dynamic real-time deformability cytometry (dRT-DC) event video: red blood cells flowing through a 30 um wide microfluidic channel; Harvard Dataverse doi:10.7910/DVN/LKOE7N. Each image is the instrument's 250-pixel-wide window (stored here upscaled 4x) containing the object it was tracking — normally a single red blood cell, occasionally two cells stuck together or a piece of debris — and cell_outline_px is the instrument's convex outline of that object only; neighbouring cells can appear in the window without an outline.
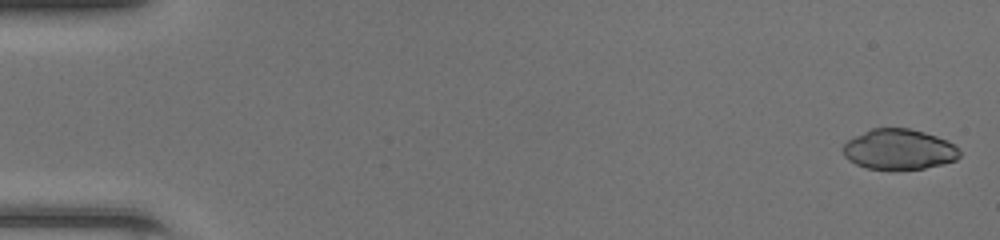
{"species": "common noctule bat (a hibernating species)", "species_latin": "Nyctalus noctula", "temperature_condition": "room temperature", "stored_images_in_passage": 48, "camera_frame_rate_fps": 3000, "um_per_image_px": 0.085, "animal": {"sex": "female", "body_mass_g": 20.0, "forearm_length_mm": 54.0}, "frame": {"image": 1, "passage_image": 1, "time_ms": 0.0, "image_size_px": [1000, 240], "cell_outline_px": [[960, 156], [956, 160], [944, 164], [924, 168], [892, 172], [868, 168], [856, 164], [848, 160], [844, 156], [844, 144], [848, 140], [872, 128], [908, 128], [924, 132], [948, 140], [960, 152]], "centroid_in_image_um": [76.42, 12.73], "position_along_channel_um": 8.6, "area_um2": 27.8}}
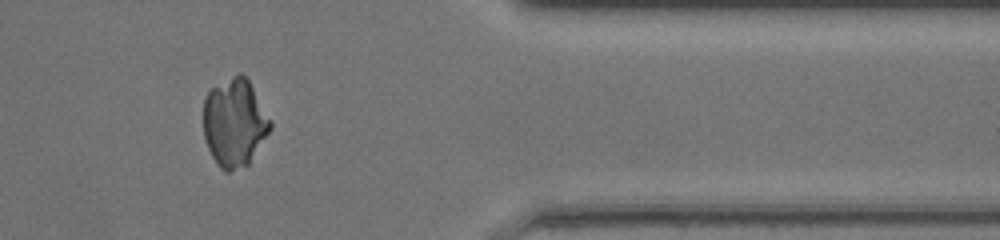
{"frame": {"image": 2, "passage_image": 40, "time_ms": 13.0, "image_size_px": [1000, 240], "cell_outline_px": [[272, 128], [248, 164], [228, 172], [224, 172], [220, 168], [212, 156], [208, 148], [204, 136], [204, 96], [212, 88], [236, 72], [240, 72], [248, 80], [272, 120]], "centroid_in_image_um": [19.94, 10.41], "position_along_channel_um": 391.5, "area_um2": 34.33}}
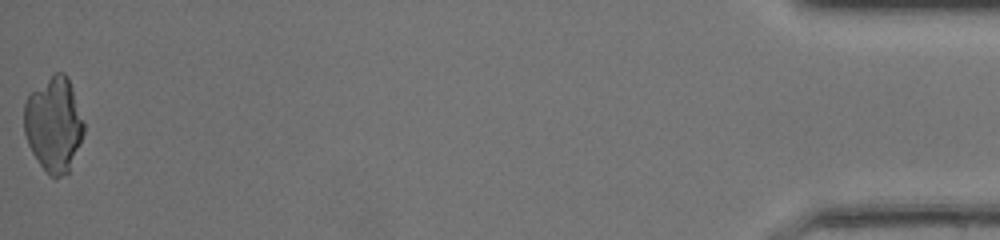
{"frame": {"image": 3, "passage_image": 48, "time_ms": 15.667, "image_size_px": [1000, 240], "cell_outline_px": [[84, 132], [80, 144], [68, 172], [56, 180], [48, 176], [32, 152], [28, 144], [24, 132], [24, 104], [28, 96], [32, 92], [56, 72], [64, 72], [68, 76], [84, 120]], "centroid_in_image_um": [4.58, 10.6], "position_along_channel_um": 430.6, "area_um2": 33.0}}